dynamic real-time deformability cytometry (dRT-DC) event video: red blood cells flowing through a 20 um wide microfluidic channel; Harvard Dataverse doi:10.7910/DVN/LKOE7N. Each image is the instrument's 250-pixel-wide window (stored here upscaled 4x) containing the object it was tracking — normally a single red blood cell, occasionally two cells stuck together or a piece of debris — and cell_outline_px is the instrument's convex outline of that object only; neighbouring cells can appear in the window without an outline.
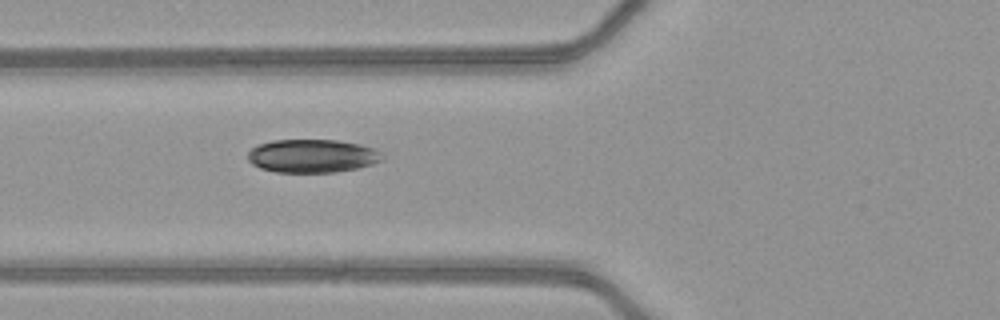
{"species": "common noctule bat (a hibernating species)", "species_latin": "Nyctalus noctula", "temperature_condition": "warm", "stored_images_in_passage": 13, "camera_frame_rate_fps": 3000, "um_per_image_px": 0.085, "animal": {"sex": "female", "body_mass_g": 21.9}, "frame": {"image": 1, "passage_image": 3, "time_ms": 0.667, "image_size_px": [1000, 320], "cell_outline_px": [[380, 160], [372, 164], [356, 168], [336, 172], [276, 172], [260, 168], [252, 164], [248, 160], [248, 152], [252, 148], [260, 144], [272, 140], [336, 140], [360, 144], [372, 148], [376, 152]], "centroid_in_image_um": [26.45, 13.25], "position_along_channel_um": 99.3, "area_um2": 25.66}}
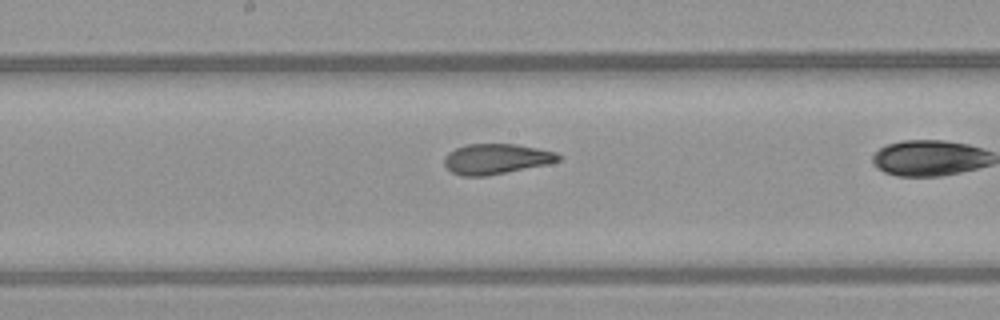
{"frame": {"image": 2, "passage_image": 8, "time_ms": 2.333, "image_size_px": [1000, 320], "cell_outline_px": [[560, 160], [548, 164], [484, 176], [460, 176], [452, 172], [444, 164], [444, 156], [448, 152], [456, 148], [468, 144], [516, 144], [556, 152], [560, 156]], "centroid_in_image_um": [42.15, 13.5], "position_along_channel_um": 206.1, "area_um2": 20.0}}
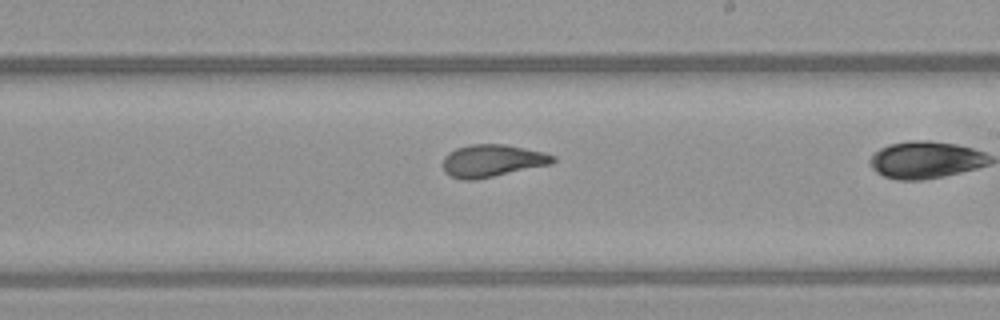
{"frame": {"image": 3, "passage_image": 11, "time_ms": 3.333, "image_size_px": [1000, 320], "cell_outline_px": [[556, 160], [552, 164], [476, 180], [460, 180], [444, 172], [444, 156], [448, 152], [456, 148], [472, 144], [508, 144], [544, 152], [556, 156]], "centroid_in_image_um": [41.86, 13.66], "position_along_channel_um": 247.1, "area_um2": 20.98}}